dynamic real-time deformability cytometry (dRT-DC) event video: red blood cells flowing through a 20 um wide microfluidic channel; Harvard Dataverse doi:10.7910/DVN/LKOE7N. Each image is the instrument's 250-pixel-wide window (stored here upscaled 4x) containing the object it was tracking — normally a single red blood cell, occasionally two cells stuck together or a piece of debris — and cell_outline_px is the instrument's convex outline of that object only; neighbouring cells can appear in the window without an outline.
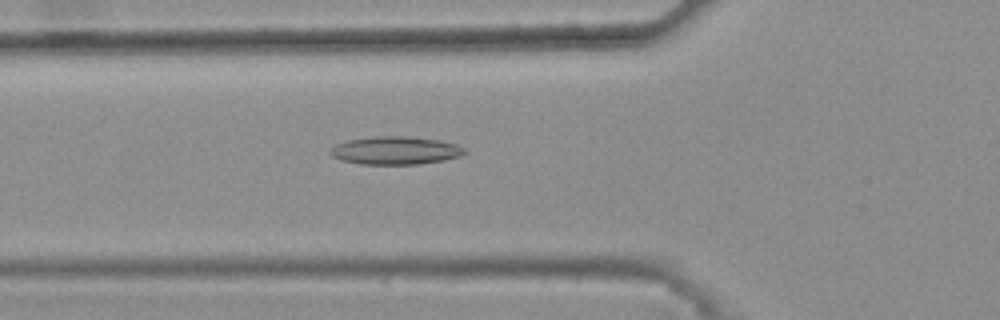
{"species": "common noctule bat (a hibernating species)", "species_latin": "Nyctalus noctula", "temperature_condition": "warm", "stored_images_in_passage": 33, "camera_frame_rate_fps": 3000, "um_per_image_px": 0.085, "animal": {"sex": "female", "body_mass_g": 25.1}, "frame": {"image": 1, "passage_image": 5, "time_ms": 1.333, "image_size_px": [1000, 320], "cell_outline_px": [[468, 152], [460, 156], [444, 160], [420, 164], [360, 164], [340, 160], [332, 156], [328, 152], [336, 144], [348, 140], [372, 136], [408, 136], [440, 140], [456, 144], [464, 148]], "centroid_in_image_um": [33.61, 12.79], "position_along_channel_um": 92.2, "area_um2": 22.08}}
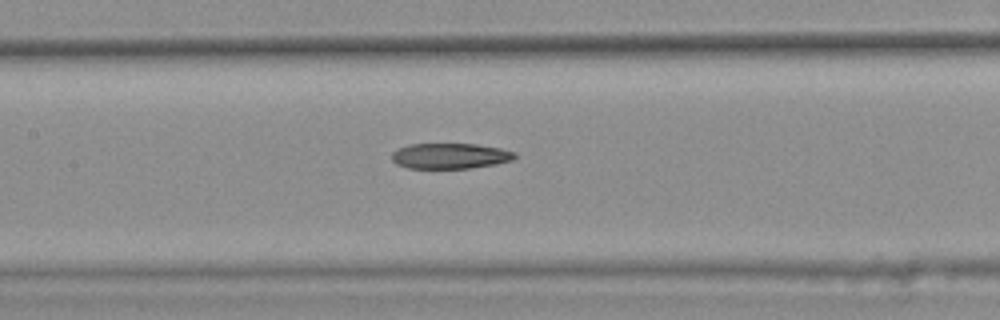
{"frame": {"image": 2, "passage_image": 11, "time_ms": 3.333, "image_size_px": [1000, 320], "cell_outline_px": [[516, 156], [512, 160], [496, 164], [472, 168], [408, 168], [396, 164], [392, 160], [392, 152], [396, 148], [408, 144], [476, 144], [500, 148], [516, 152]], "centroid_in_image_um": [38.24, 13.25], "position_along_channel_um": 169.2, "area_um2": 18.44}}
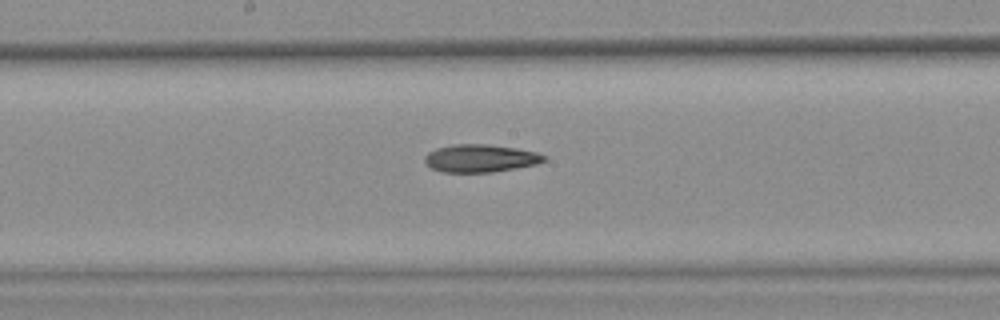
{"frame": {"image": 3, "passage_image": 14, "time_ms": 4.333, "image_size_px": [1000, 320], "cell_outline_px": [[548, 160], [536, 164], [492, 172], [440, 172], [424, 164], [424, 156], [428, 152], [436, 148], [452, 144], [488, 144], [516, 148], [536, 152], [548, 156]], "centroid_in_image_um": [40.81, 13.45], "position_along_channel_um": 207.4, "area_um2": 19.48}, "authors_computed_cell_mechanics": {"area_um2": 19.2474, "velocity_mm_per_s": 3.8257, "shape_relaxation_time_tau1_ms": null, "shape_relaxation_time_tau2_ms": 5.4409, "deformation_change_tau1": null, "deformation_change_tau2": 0.1529}}